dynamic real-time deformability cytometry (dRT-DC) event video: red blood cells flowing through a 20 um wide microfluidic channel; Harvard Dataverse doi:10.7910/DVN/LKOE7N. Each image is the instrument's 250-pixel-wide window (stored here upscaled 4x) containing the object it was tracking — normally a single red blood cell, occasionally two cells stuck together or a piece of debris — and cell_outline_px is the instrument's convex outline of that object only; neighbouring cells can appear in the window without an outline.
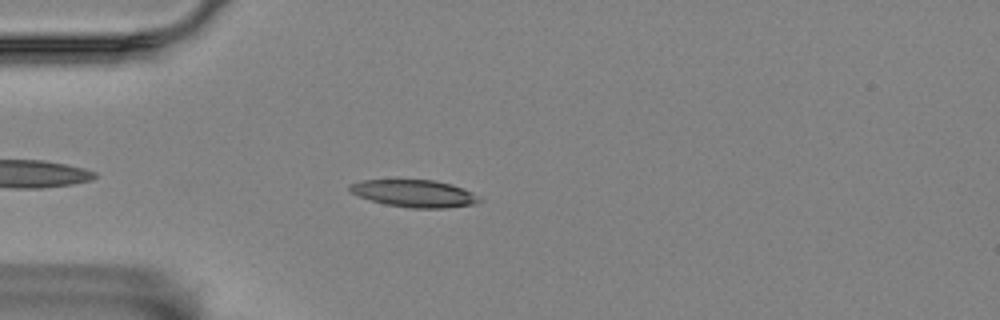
{"species": "Egyptian fruit bat (a non-hibernating species)", "species_latin": "Rousettus aegyptiacus", "temperature_condition": "room temperature", "stored_images_in_passage": 46, "camera_frame_rate_fps": 3000, "um_per_image_px": 0.085, "animal": {"sex": "female"}, "frame": {"image": 1, "passage_image": 5, "time_ms": 1.333, "image_size_px": [1000, 320], "cell_outline_px": [[484, 200], [472, 204], [448, 208], [412, 208], [384, 204], [360, 196], [352, 192], [348, 188], [348, 184], [360, 180], [436, 180], [452, 184], [472, 192], [480, 196]], "centroid_in_image_um": [35.25, 16.44], "position_along_channel_um": 49.8, "area_um2": 20.63}}
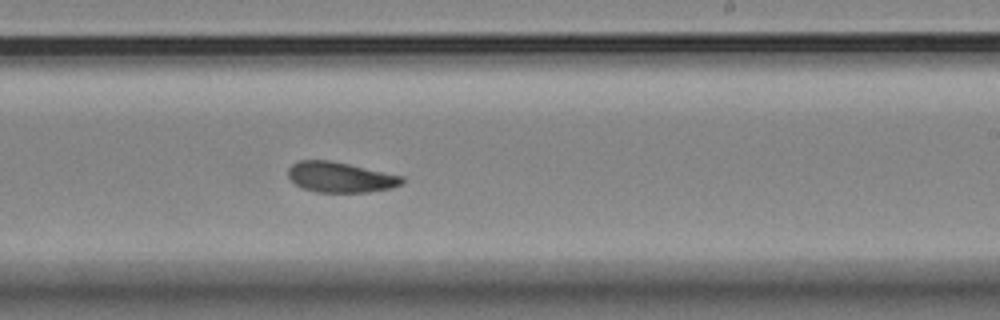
{"frame": {"image": 2, "passage_image": 24, "time_ms": 7.667, "image_size_px": [1000, 320], "cell_outline_px": [[404, 180], [400, 184], [392, 188], [368, 192], [316, 192], [300, 188], [288, 176], [288, 168], [292, 164], [300, 160], [328, 160], [348, 164], [404, 176]], "centroid_in_image_um": [28.91, 15.07], "position_along_channel_um": 260.1, "area_um2": 20.11}}
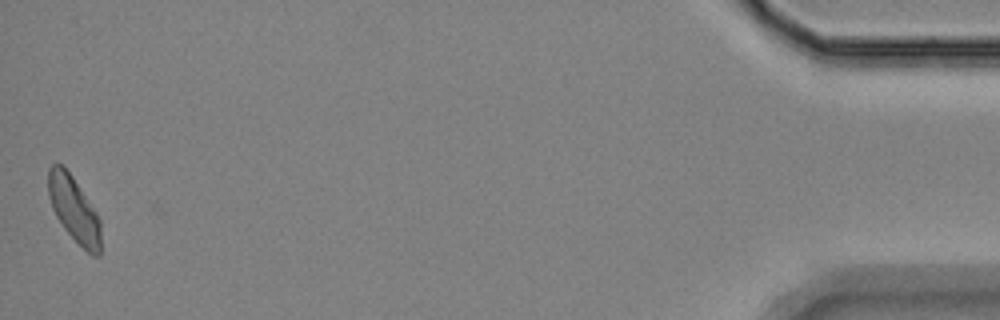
{"frame": {"image": 3, "passage_image": 46, "time_ms": 15.0, "image_size_px": [1000, 320], "cell_outline_px": [[100, 256], [92, 256], [64, 228], [56, 216], [52, 208], [48, 196], [48, 168], [52, 164], [64, 164], [96, 212], [100, 220]], "centroid_in_image_um": [6.27, 17.76], "position_along_channel_um": 428.9, "area_um2": 19.83}, "authors_computed_cell_mechanics": {"area_um2": 20.1722, "velocity_mm_per_s": 3.5027, "shape_relaxation_time_tau1_ms": 5.6728, "shape_relaxation_time_tau2_ms": 4.337, "deformation_change_tau1": 0.1525, "deformation_change_tau2": 0.1068}}